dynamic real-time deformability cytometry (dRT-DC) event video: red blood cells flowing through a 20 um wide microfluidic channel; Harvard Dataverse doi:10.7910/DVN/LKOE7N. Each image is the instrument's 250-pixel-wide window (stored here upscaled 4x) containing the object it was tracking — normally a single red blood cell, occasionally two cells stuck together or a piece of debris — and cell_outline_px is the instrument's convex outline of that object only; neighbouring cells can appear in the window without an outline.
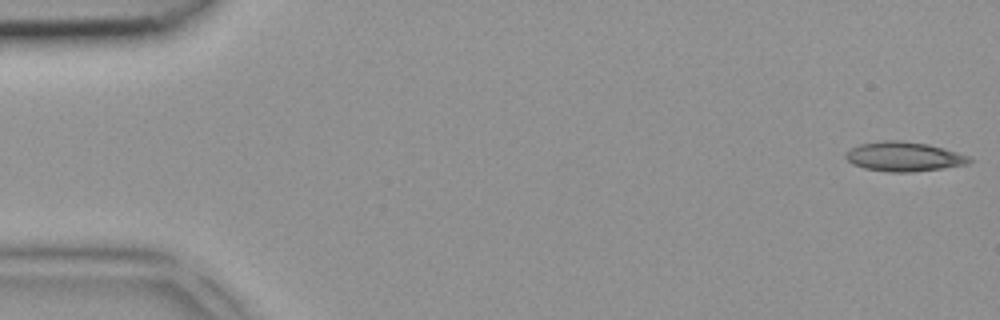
{"species": "common noctule bat (a hibernating species)", "species_latin": "Nyctalus noctula", "temperature_condition": "room temperature", "stored_images_in_passage": 2, "segment_of_instrument_passage": [2, 2], "camera_frame_rate_fps": 3000, "um_per_image_px": 0.085, "animal": {"sex": "female", "body_mass_g": 18.4}, "frame": {"image": 1, "passage_image": 2, "time_ms": 0.333, "image_size_px": [1000, 320], "cell_outline_px": [[972, 160], [968, 164], [912, 172], [888, 172], [864, 168], [852, 164], [844, 156], [844, 152], [860, 144], [884, 140], [900, 140], [928, 144], [944, 148], [968, 156]], "centroid_in_image_um": [76.79, 13.31], "position_along_channel_um": 8.2, "area_um2": 21.15}}